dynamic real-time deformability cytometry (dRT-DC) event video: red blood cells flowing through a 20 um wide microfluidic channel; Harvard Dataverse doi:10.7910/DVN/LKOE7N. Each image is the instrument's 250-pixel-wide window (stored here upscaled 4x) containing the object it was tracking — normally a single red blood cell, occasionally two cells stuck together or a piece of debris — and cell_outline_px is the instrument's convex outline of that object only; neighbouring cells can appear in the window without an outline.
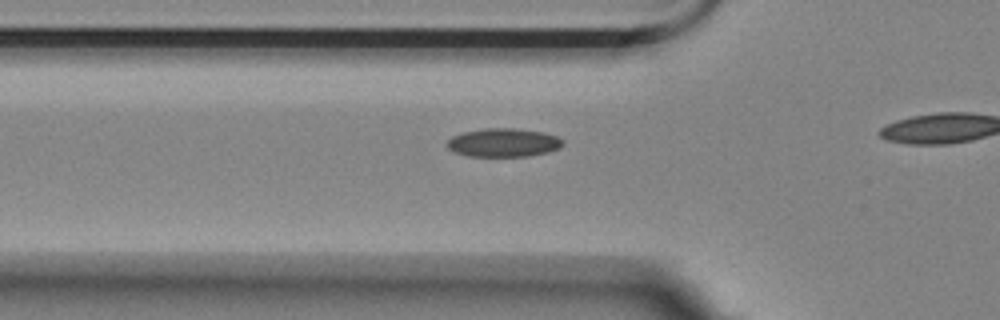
{"species": "Egyptian fruit bat (a non-hibernating species)", "species_latin": "Rousettus aegyptiacus", "temperature_condition": "room temperature", "stored_images_in_passage": 19, "camera_frame_rate_fps": 3000, "um_per_image_px": 0.085, "animal": {"sex": "female"}, "frame": {"image": 1, "passage_image": 14, "time_ms": 4.333, "image_size_px": [1000, 320], "cell_outline_px": [[564, 144], [560, 148], [548, 152], [528, 156], [468, 156], [456, 152], [448, 148], [444, 144], [452, 136], [464, 132], [484, 128], [512, 128], [544, 132], [556, 136], [564, 140]], "centroid_in_image_um": [42.8, 12.12], "position_along_channel_um": 83.0, "area_um2": 19.31}}